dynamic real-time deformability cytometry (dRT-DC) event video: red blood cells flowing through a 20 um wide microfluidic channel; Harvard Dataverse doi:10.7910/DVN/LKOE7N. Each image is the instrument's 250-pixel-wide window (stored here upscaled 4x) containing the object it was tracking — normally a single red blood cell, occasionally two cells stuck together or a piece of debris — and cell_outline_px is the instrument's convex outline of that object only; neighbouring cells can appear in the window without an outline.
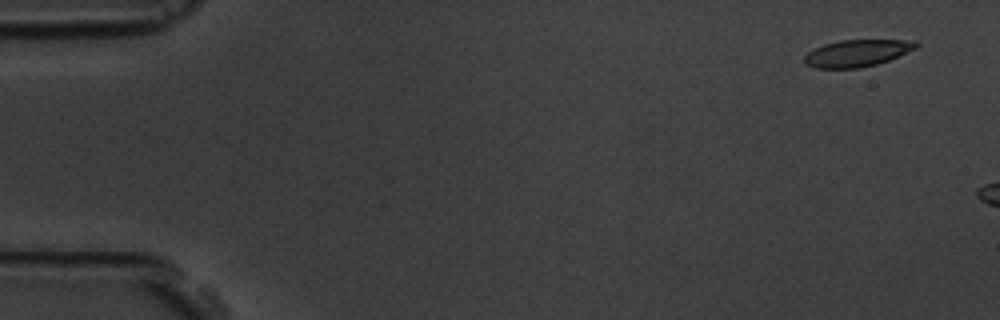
{"species": "common noctule bat (a hibernating species)", "species_latin": "Nyctalus noctula", "temperature_condition": "room temperature", "stored_images_in_passage": 3, "camera_frame_rate_fps": 3000, "um_per_image_px": 0.085, "animal": {"sex": "male", "body_mass_g": 19.5, "forearm_length_mm": 54.6}, "frame": {"image": 1, "passage_image": 1, "time_ms": 0.0, "image_size_px": [1000, 320], "cell_outline_px": [[920, 44], [916, 48], [888, 60], [876, 64], [860, 68], [816, 68], [804, 64], [804, 56], [808, 52], [824, 44], [840, 40], [916, 40]], "centroid_in_image_um": [72.85, 4.51], "position_along_channel_um": 12.2, "area_um2": 17.46}}